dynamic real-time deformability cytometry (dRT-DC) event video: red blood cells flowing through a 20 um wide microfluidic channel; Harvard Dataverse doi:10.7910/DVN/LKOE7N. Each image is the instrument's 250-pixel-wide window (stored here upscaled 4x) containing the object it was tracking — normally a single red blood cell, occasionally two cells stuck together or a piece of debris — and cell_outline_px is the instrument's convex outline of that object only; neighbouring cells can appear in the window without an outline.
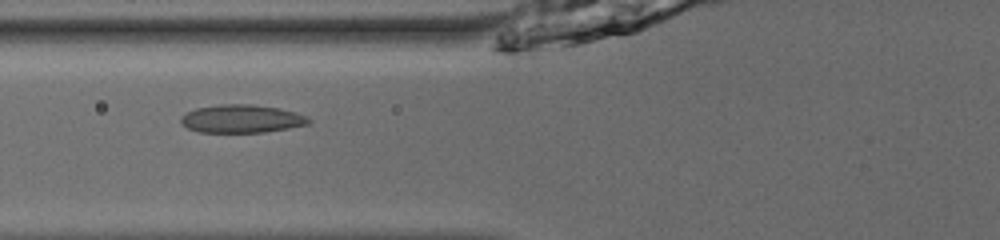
{"species": "common noctule bat (a hibernating species)", "species_latin": "Nyctalus noctula", "temperature_condition": "room temperature", "stored_images_in_passage": 54, "camera_frame_rate_fps": 3000, "um_per_image_px": 0.085, "animal": {"sex": "male", "body_mass_g": 13.0, "forearm_length_mm": 53.1}, "frame": {"image": 1, "passage_image": 24, "time_ms": 7.667, "image_size_px": [1000, 240], "cell_outline_px": [[312, 120], [308, 124], [288, 128], [264, 132], [200, 132], [188, 128], [180, 120], [180, 116], [184, 112], [196, 108], [220, 104], [252, 104], [276, 108], [296, 112], [308, 116]], "centroid_in_image_um": [20.53, 10.09], "position_along_channel_um": 105.3, "area_um2": 20.92}}
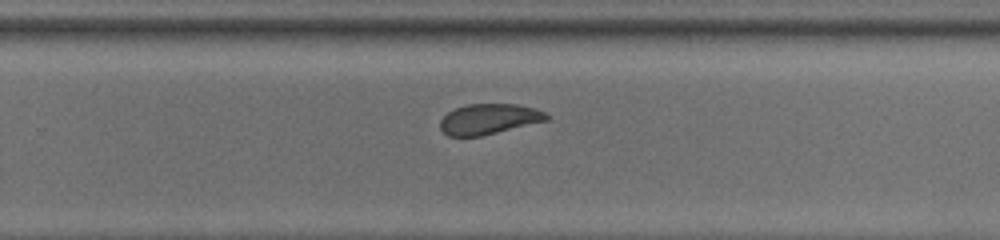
{"frame": {"image": 2, "passage_image": 38, "time_ms": 12.333, "image_size_px": [1000, 240], "cell_outline_px": [[552, 116], [548, 120], [480, 136], [448, 136], [440, 128], [440, 120], [448, 112], [456, 108], [468, 104], [516, 104], [536, 108]], "centroid_in_image_um": [41.58, 10.11], "position_along_channel_um": 288.2, "area_um2": 18.79}}
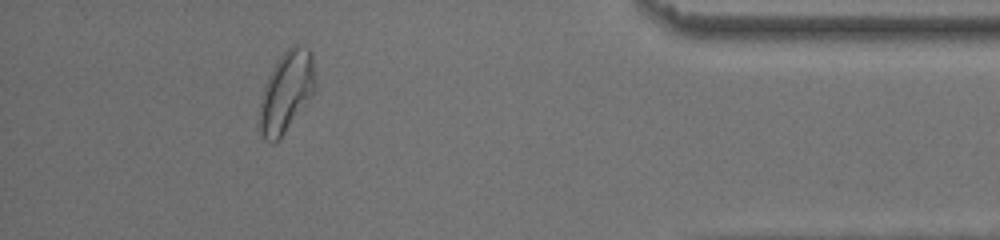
{"frame": {"image": 3, "passage_image": 50, "time_ms": 16.333, "image_size_px": [1000, 240], "cell_outline_px": [[316, 88], [276, 144], [272, 144], [264, 140], [260, 132], [260, 104], [264, 88], [268, 76], [276, 60], [292, 44], [296, 44], [308, 48], [312, 52], [316, 84]], "centroid_in_image_um": [24.34, 7.78], "position_along_channel_um": 410.9, "area_um2": 26.07}, "authors_computed_cell_mechanics": {"area_um2": 21.1259, "velocity_mm_per_s": 3.9212, "shape_relaxation_time_tau1_ms": 3.0031, "shape_relaxation_time_tau2_ms": 1.19, "deformation_change_tau1": 0.0911, "deformation_change_tau2": 0.0556}}